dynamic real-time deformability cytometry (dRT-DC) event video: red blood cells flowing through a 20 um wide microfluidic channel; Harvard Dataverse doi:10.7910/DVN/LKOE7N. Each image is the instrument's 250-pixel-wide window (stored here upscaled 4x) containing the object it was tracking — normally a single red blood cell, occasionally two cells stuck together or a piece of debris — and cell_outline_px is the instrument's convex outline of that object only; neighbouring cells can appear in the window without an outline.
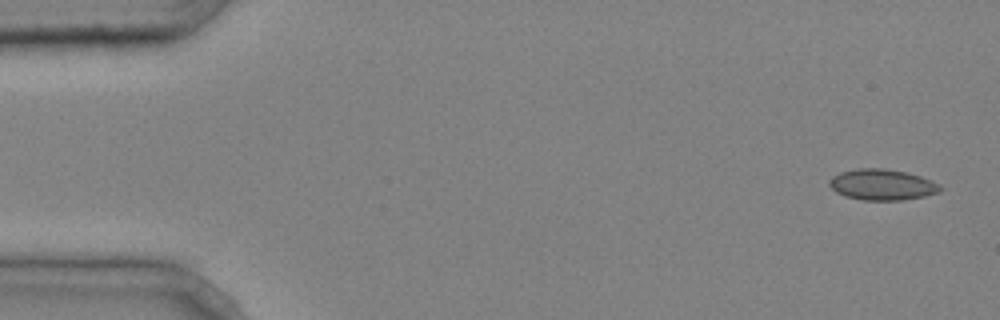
{"species": "common noctule bat (a hibernating species)", "species_latin": "Nyctalus noctula", "temperature_condition": "cold", "stored_images_in_passage": 4, "camera_frame_rate_fps": 3000, "um_per_image_px": 0.085, "animal": {"sex": "male", "body_mass_g": 20.4}, "frame": {"image": 1, "passage_image": 1, "time_ms": 0.0, "image_size_px": [1000, 320], "cell_outline_px": [[944, 188], [940, 192], [924, 196], [904, 200], [860, 200], [844, 196], [836, 192], [828, 184], [828, 180], [832, 176], [840, 172], [856, 168], [884, 168], [904, 172], [920, 176], [940, 184]], "centroid_in_image_um": [74.97, 15.7], "position_along_channel_um": 10.0, "area_um2": 20.17}}
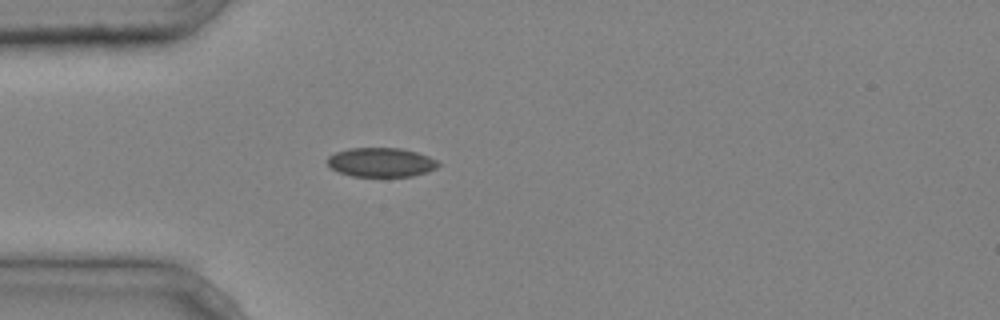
{"frame": {"image": 2, "passage_image": 4, "time_ms": 1.0, "image_size_px": [1000, 320], "cell_outline_px": [[440, 164], [436, 168], [428, 172], [412, 176], [352, 176], [340, 172], [332, 168], [328, 164], [328, 156], [336, 152], [348, 148], [400, 148], [416, 152], [428, 156], [436, 160]], "centroid_in_image_um": [32.4, 13.79], "position_along_channel_um": 52.6, "area_um2": 18.73}}